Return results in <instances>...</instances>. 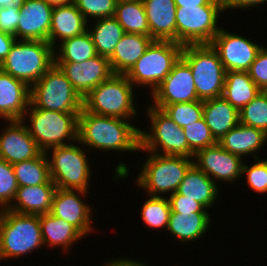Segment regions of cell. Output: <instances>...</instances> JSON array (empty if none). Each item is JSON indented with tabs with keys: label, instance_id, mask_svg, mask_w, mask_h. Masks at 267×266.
Returning <instances> with one entry per match:
<instances>
[{
	"label": "cell",
	"instance_id": "obj_5",
	"mask_svg": "<svg viewBox=\"0 0 267 266\" xmlns=\"http://www.w3.org/2000/svg\"><path fill=\"white\" fill-rule=\"evenodd\" d=\"M133 87L134 85L125 75L113 74L85 96L83 107L97 115L129 121L137 115L135 102H133L135 99Z\"/></svg>",
	"mask_w": 267,
	"mask_h": 266
},
{
	"label": "cell",
	"instance_id": "obj_34",
	"mask_svg": "<svg viewBox=\"0 0 267 266\" xmlns=\"http://www.w3.org/2000/svg\"><path fill=\"white\" fill-rule=\"evenodd\" d=\"M18 187L54 184L50 178L48 157L41 152L37 157L12 164Z\"/></svg>",
	"mask_w": 267,
	"mask_h": 266
},
{
	"label": "cell",
	"instance_id": "obj_19",
	"mask_svg": "<svg viewBox=\"0 0 267 266\" xmlns=\"http://www.w3.org/2000/svg\"><path fill=\"white\" fill-rule=\"evenodd\" d=\"M53 8L44 0H24L20 8L16 39L48 42Z\"/></svg>",
	"mask_w": 267,
	"mask_h": 266
},
{
	"label": "cell",
	"instance_id": "obj_3",
	"mask_svg": "<svg viewBox=\"0 0 267 266\" xmlns=\"http://www.w3.org/2000/svg\"><path fill=\"white\" fill-rule=\"evenodd\" d=\"M43 245L39 215L0 210V260L27 255Z\"/></svg>",
	"mask_w": 267,
	"mask_h": 266
},
{
	"label": "cell",
	"instance_id": "obj_42",
	"mask_svg": "<svg viewBox=\"0 0 267 266\" xmlns=\"http://www.w3.org/2000/svg\"><path fill=\"white\" fill-rule=\"evenodd\" d=\"M261 47L255 61L247 70L254 83L264 91L267 88V48Z\"/></svg>",
	"mask_w": 267,
	"mask_h": 266
},
{
	"label": "cell",
	"instance_id": "obj_7",
	"mask_svg": "<svg viewBox=\"0 0 267 266\" xmlns=\"http://www.w3.org/2000/svg\"><path fill=\"white\" fill-rule=\"evenodd\" d=\"M182 50L175 41L153 40L125 76L134 86L151 87L153 93L181 58Z\"/></svg>",
	"mask_w": 267,
	"mask_h": 266
},
{
	"label": "cell",
	"instance_id": "obj_8",
	"mask_svg": "<svg viewBox=\"0 0 267 266\" xmlns=\"http://www.w3.org/2000/svg\"><path fill=\"white\" fill-rule=\"evenodd\" d=\"M147 154L148 158L140 168L135 183L152 197H161V194L167 192L172 195L178 190L194 160L190 157L159 155L153 152Z\"/></svg>",
	"mask_w": 267,
	"mask_h": 266
},
{
	"label": "cell",
	"instance_id": "obj_28",
	"mask_svg": "<svg viewBox=\"0 0 267 266\" xmlns=\"http://www.w3.org/2000/svg\"><path fill=\"white\" fill-rule=\"evenodd\" d=\"M208 212H170L167 231L180 242L196 241L203 237L212 222ZM211 222V223H210Z\"/></svg>",
	"mask_w": 267,
	"mask_h": 266
},
{
	"label": "cell",
	"instance_id": "obj_1",
	"mask_svg": "<svg viewBox=\"0 0 267 266\" xmlns=\"http://www.w3.org/2000/svg\"><path fill=\"white\" fill-rule=\"evenodd\" d=\"M77 142L103 152H136L140 150V128L127 119L97 115L83 107L78 117Z\"/></svg>",
	"mask_w": 267,
	"mask_h": 266
},
{
	"label": "cell",
	"instance_id": "obj_11",
	"mask_svg": "<svg viewBox=\"0 0 267 266\" xmlns=\"http://www.w3.org/2000/svg\"><path fill=\"white\" fill-rule=\"evenodd\" d=\"M223 12L221 0H212L203 6L177 7V43L182 46L210 44L221 29L217 18Z\"/></svg>",
	"mask_w": 267,
	"mask_h": 266
},
{
	"label": "cell",
	"instance_id": "obj_18",
	"mask_svg": "<svg viewBox=\"0 0 267 266\" xmlns=\"http://www.w3.org/2000/svg\"><path fill=\"white\" fill-rule=\"evenodd\" d=\"M0 135V158L10 164L37 157L42 151L31 137L22 120H9Z\"/></svg>",
	"mask_w": 267,
	"mask_h": 266
},
{
	"label": "cell",
	"instance_id": "obj_50",
	"mask_svg": "<svg viewBox=\"0 0 267 266\" xmlns=\"http://www.w3.org/2000/svg\"><path fill=\"white\" fill-rule=\"evenodd\" d=\"M48 5H51L53 7L55 6H61V5H67L71 2H73V0H44Z\"/></svg>",
	"mask_w": 267,
	"mask_h": 266
},
{
	"label": "cell",
	"instance_id": "obj_33",
	"mask_svg": "<svg viewBox=\"0 0 267 266\" xmlns=\"http://www.w3.org/2000/svg\"><path fill=\"white\" fill-rule=\"evenodd\" d=\"M56 49H54V63H81L98 55L88 31L59 42Z\"/></svg>",
	"mask_w": 267,
	"mask_h": 266
},
{
	"label": "cell",
	"instance_id": "obj_32",
	"mask_svg": "<svg viewBox=\"0 0 267 266\" xmlns=\"http://www.w3.org/2000/svg\"><path fill=\"white\" fill-rule=\"evenodd\" d=\"M125 33L150 36V28L142 0H119L115 16Z\"/></svg>",
	"mask_w": 267,
	"mask_h": 266
},
{
	"label": "cell",
	"instance_id": "obj_29",
	"mask_svg": "<svg viewBox=\"0 0 267 266\" xmlns=\"http://www.w3.org/2000/svg\"><path fill=\"white\" fill-rule=\"evenodd\" d=\"M39 221L43 243L49 247L61 246L67 253L68 248L83 237L74 226L51 213L39 215Z\"/></svg>",
	"mask_w": 267,
	"mask_h": 266
},
{
	"label": "cell",
	"instance_id": "obj_27",
	"mask_svg": "<svg viewBox=\"0 0 267 266\" xmlns=\"http://www.w3.org/2000/svg\"><path fill=\"white\" fill-rule=\"evenodd\" d=\"M177 192L201 203L206 209L214 205L218 197V186L194 164L186 172Z\"/></svg>",
	"mask_w": 267,
	"mask_h": 266
},
{
	"label": "cell",
	"instance_id": "obj_36",
	"mask_svg": "<svg viewBox=\"0 0 267 266\" xmlns=\"http://www.w3.org/2000/svg\"><path fill=\"white\" fill-rule=\"evenodd\" d=\"M240 124L263 130L267 134V94L261 91L239 111Z\"/></svg>",
	"mask_w": 267,
	"mask_h": 266
},
{
	"label": "cell",
	"instance_id": "obj_6",
	"mask_svg": "<svg viewBox=\"0 0 267 266\" xmlns=\"http://www.w3.org/2000/svg\"><path fill=\"white\" fill-rule=\"evenodd\" d=\"M181 58L191 69L199 100L223 95L226 71L211 44L185 45Z\"/></svg>",
	"mask_w": 267,
	"mask_h": 266
},
{
	"label": "cell",
	"instance_id": "obj_24",
	"mask_svg": "<svg viewBox=\"0 0 267 266\" xmlns=\"http://www.w3.org/2000/svg\"><path fill=\"white\" fill-rule=\"evenodd\" d=\"M152 41L150 36L125 33L108 58L112 72L125 75L145 53Z\"/></svg>",
	"mask_w": 267,
	"mask_h": 266
},
{
	"label": "cell",
	"instance_id": "obj_46",
	"mask_svg": "<svg viewBox=\"0 0 267 266\" xmlns=\"http://www.w3.org/2000/svg\"><path fill=\"white\" fill-rule=\"evenodd\" d=\"M16 40V37L0 31V64L7 57L12 45Z\"/></svg>",
	"mask_w": 267,
	"mask_h": 266
},
{
	"label": "cell",
	"instance_id": "obj_39",
	"mask_svg": "<svg viewBox=\"0 0 267 266\" xmlns=\"http://www.w3.org/2000/svg\"><path fill=\"white\" fill-rule=\"evenodd\" d=\"M18 190L12 164L0 158V210L8 209Z\"/></svg>",
	"mask_w": 267,
	"mask_h": 266
},
{
	"label": "cell",
	"instance_id": "obj_16",
	"mask_svg": "<svg viewBox=\"0 0 267 266\" xmlns=\"http://www.w3.org/2000/svg\"><path fill=\"white\" fill-rule=\"evenodd\" d=\"M55 64L59 66L83 99L92 89L103 81L108 80L114 74L109 59L100 55H96L81 63Z\"/></svg>",
	"mask_w": 267,
	"mask_h": 266
},
{
	"label": "cell",
	"instance_id": "obj_47",
	"mask_svg": "<svg viewBox=\"0 0 267 266\" xmlns=\"http://www.w3.org/2000/svg\"><path fill=\"white\" fill-rule=\"evenodd\" d=\"M106 264L103 266H147L146 264L142 263L141 261H134L132 259H124V258H119V259H113L110 260L109 262H105Z\"/></svg>",
	"mask_w": 267,
	"mask_h": 266
},
{
	"label": "cell",
	"instance_id": "obj_14",
	"mask_svg": "<svg viewBox=\"0 0 267 266\" xmlns=\"http://www.w3.org/2000/svg\"><path fill=\"white\" fill-rule=\"evenodd\" d=\"M210 44L218 52L225 71H247L262 47L223 27Z\"/></svg>",
	"mask_w": 267,
	"mask_h": 266
},
{
	"label": "cell",
	"instance_id": "obj_20",
	"mask_svg": "<svg viewBox=\"0 0 267 266\" xmlns=\"http://www.w3.org/2000/svg\"><path fill=\"white\" fill-rule=\"evenodd\" d=\"M30 104V87L0 69V118L22 120Z\"/></svg>",
	"mask_w": 267,
	"mask_h": 266
},
{
	"label": "cell",
	"instance_id": "obj_13",
	"mask_svg": "<svg viewBox=\"0 0 267 266\" xmlns=\"http://www.w3.org/2000/svg\"><path fill=\"white\" fill-rule=\"evenodd\" d=\"M153 105L163 109L166 105L199 101L189 65L180 58L169 75L151 93Z\"/></svg>",
	"mask_w": 267,
	"mask_h": 266
},
{
	"label": "cell",
	"instance_id": "obj_4",
	"mask_svg": "<svg viewBox=\"0 0 267 266\" xmlns=\"http://www.w3.org/2000/svg\"><path fill=\"white\" fill-rule=\"evenodd\" d=\"M54 64V48L46 41L16 40L0 69L29 87Z\"/></svg>",
	"mask_w": 267,
	"mask_h": 266
},
{
	"label": "cell",
	"instance_id": "obj_22",
	"mask_svg": "<svg viewBox=\"0 0 267 266\" xmlns=\"http://www.w3.org/2000/svg\"><path fill=\"white\" fill-rule=\"evenodd\" d=\"M88 23L74 2L55 6L52 11L48 43L55 49L56 41L61 42L87 31Z\"/></svg>",
	"mask_w": 267,
	"mask_h": 266
},
{
	"label": "cell",
	"instance_id": "obj_45",
	"mask_svg": "<svg viewBox=\"0 0 267 266\" xmlns=\"http://www.w3.org/2000/svg\"><path fill=\"white\" fill-rule=\"evenodd\" d=\"M267 0H221V3L223 5V10L229 11L230 9H238L241 8V10L243 9H248L250 7H254L257 5H263V3H266Z\"/></svg>",
	"mask_w": 267,
	"mask_h": 266
},
{
	"label": "cell",
	"instance_id": "obj_2",
	"mask_svg": "<svg viewBox=\"0 0 267 266\" xmlns=\"http://www.w3.org/2000/svg\"><path fill=\"white\" fill-rule=\"evenodd\" d=\"M79 114L38 109L30 103L22 121L29 115L31 125H26L29 134L39 149L46 152L50 148L70 144L68 141L77 143Z\"/></svg>",
	"mask_w": 267,
	"mask_h": 266
},
{
	"label": "cell",
	"instance_id": "obj_35",
	"mask_svg": "<svg viewBox=\"0 0 267 266\" xmlns=\"http://www.w3.org/2000/svg\"><path fill=\"white\" fill-rule=\"evenodd\" d=\"M170 212L171 207L167 197L149 196L141 208V218L148 227L158 229L165 227L166 230Z\"/></svg>",
	"mask_w": 267,
	"mask_h": 266
},
{
	"label": "cell",
	"instance_id": "obj_12",
	"mask_svg": "<svg viewBox=\"0 0 267 266\" xmlns=\"http://www.w3.org/2000/svg\"><path fill=\"white\" fill-rule=\"evenodd\" d=\"M79 144H67L48 149L52 150L49 160L50 178L56 188L82 190L88 192L91 177L90 164L86 152Z\"/></svg>",
	"mask_w": 267,
	"mask_h": 266
},
{
	"label": "cell",
	"instance_id": "obj_23",
	"mask_svg": "<svg viewBox=\"0 0 267 266\" xmlns=\"http://www.w3.org/2000/svg\"><path fill=\"white\" fill-rule=\"evenodd\" d=\"M55 189V184L20 186L8 210L31 215L50 213Z\"/></svg>",
	"mask_w": 267,
	"mask_h": 266
},
{
	"label": "cell",
	"instance_id": "obj_26",
	"mask_svg": "<svg viewBox=\"0 0 267 266\" xmlns=\"http://www.w3.org/2000/svg\"><path fill=\"white\" fill-rule=\"evenodd\" d=\"M203 117L217 142L240 123L239 111L222 96L203 101Z\"/></svg>",
	"mask_w": 267,
	"mask_h": 266
},
{
	"label": "cell",
	"instance_id": "obj_31",
	"mask_svg": "<svg viewBox=\"0 0 267 266\" xmlns=\"http://www.w3.org/2000/svg\"><path fill=\"white\" fill-rule=\"evenodd\" d=\"M94 21V27L87 31L91 35L97 54L109 58L125 32L115 17Z\"/></svg>",
	"mask_w": 267,
	"mask_h": 266
},
{
	"label": "cell",
	"instance_id": "obj_9",
	"mask_svg": "<svg viewBox=\"0 0 267 266\" xmlns=\"http://www.w3.org/2000/svg\"><path fill=\"white\" fill-rule=\"evenodd\" d=\"M30 103L64 113H80L83 108V98L55 63L30 87Z\"/></svg>",
	"mask_w": 267,
	"mask_h": 266
},
{
	"label": "cell",
	"instance_id": "obj_40",
	"mask_svg": "<svg viewBox=\"0 0 267 266\" xmlns=\"http://www.w3.org/2000/svg\"><path fill=\"white\" fill-rule=\"evenodd\" d=\"M73 2L88 22L90 17L94 20L114 17L118 0H73Z\"/></svg>",
	"mask_w": 267,
	"mask_h": 266
},
{
	"label": "cell",
	"instance_id": "obj_15",
	"mask_svg": "<svg viewBox=\"0 0 267 266\" xmlns=\"http://www.w3.org/2000/svg\"><path fill=\"white\" fill-rule=\"evenodd\" d=\"M193 164L203 171L213 181H227L231 183L243 177L241 157L224 150L218 143L197 151Z\"/></svg>",
	"mask_w": 267,
	"mask_h": 266
},
{
	"label": "cell",
	"instance_id": "obj_30",
	"mask_svg": "<svg viewBox=\"0 0 267 266\" xmlns=\"http://www.w3.org/2000/svg\"><path fill=\"white\" fill-rule=\"evenodd\" d=\"M260 92L261 89L250 78L247 71H226L222 97L238 111Z\"/></svg>",
	"mask_w": 267,
	"mask_h": 266
},
{
	"label": "cell",
	"instance_id": "obj_48",
	"mask_svg": "<svg viewBox=\"0 0 267 266\" xmlns=\"http://www.w3.org/2000/svg\"><path fill=\"white\" fill-rule=\"evenodd\" d=\"M177 7L208 5L212 0H174Z\"/></svg>",
	"mask_w": 267,
	"mask_h": 266
},
{
	"label": "cell",
	"instance_id": "obj_37",
	"mask_svg": "<svg viewBox=\"0 0 267 266\" xmlns=\"http://www.w3.org/2000/svg\"><path fill=\"white\" fill-rule=\"evenodd\" d=\"M179 127L183 128L203 117V101L166 105L162 109Z\"/></svg>",
	"mask_w": 267,
	"mask_h": 266
},
{
	"label": "cell",
	"instance_id": "obj_17",
	"mask_svg": "<svg viewBox=\"0 0 267 266\" xmlns=\"http://www.w3.org/2000/svg\"><path fill=\"white\" fill-rule=\"evenodd\" d=\"M86 193V191L82 190L56 188L50 212L53 216L63 219L74 226L83 236L94 229L91 225L92 208L80 198L81 196L83 197V194L87 196Z\"/></svg>",
	"mask_w": 267,
	"mask_h": 266
},
{
	"label": "cell",
	"instance_id": "obj_21",
	"mask_svg": "<svg viewBox=\"0 0 267 266\" xmlns=\"http://www.w3.org/2000/svg\"><path fill=\"white\" fill-rule=\"evenodd\" d=\"M150 37L153 40L177 42L176 8L174 0H142Z\"/></svg>",
	"mask_w": 267,
	"mask_h": 266
},
{
	"label": "cell",
	"instance_id": "obj_10",
	"mask_svg": "<svg viewBox=\"0 0 267 266\" xmlns=\"http://www.w3.org/2000/svg\"><path fill=\"white\" fill-rule=\"evenodd\" d=\"M147 115L151 130L140 129V151L159 155L194 157L189 149L183 128L179 127L162 109L149 105ZM159 148L163 152L159 153Z\"/></svg>",
	"mask_w": 267,
	"mask_h": 266
},
{
	"label": "cell",
	"instance_id": "obj_43",
	"mask_svg": "<svg viewBox=\"0 0 267 266\" xmlns=\"http://www.w3.org/2000/svg\"><path fill=\"white\" fill-rule=\"evenodd\" d=\"M171 211L177 213H187V212H208L206 208L199 202L194 201L190 198H184L183 195L179 194L177 191L168 197Z\"/></svg>",
	"mask_w": 267,
	"mask_h": 266
},
{
	"label": "cell",
	"instance_id": "obj_44",
	"mask_svg": "<svg viewBox=\"0 0 267 266\" xmlns=\"http://www.w3.org/2000/svg\"><path fill=\"white\" fill-rule=\"evenodd\" d=\"M20 9L17 7L0 8V31L16 37Z\"/></svg>",
	"mask_w": 267,
	"mask_h": 266
},
{
	"label": "cell",
	"instance_id": "obj_38",
	"mask_svg": "<svg viewBox=\"0 0 267 266\" xmlns=\"http://www.w3.org/2000/svg\"><path fill=\"white\" fill-rule=\"evenodd\" d=\"M189 149L195 154L197 151L217 143L204 117L183 127Z\"/></svg>",
	"mask_w": 267,
	"mask_h": 266
},
{
	"label": "cell",
	"instance_id": "obj_49",
	"mask_svg": "<svg viewBox=\"0 0 267 266\" xmlns=\"http://www.w3.org/2000/svg\"><path fill=\"white\" fill-rule=\"evenodd\" d=\"M24 4V0H0V8L17 7L21 8Z\"/></svg>",
	"mask_w": 267,
	"mask_h": 266
},
{
	"label": "cell",
	"instance_id": "obj_41",
	"mask_svg": "<svg viewBox=\"0 0 267 266\" xmlns=\"http://www.w3.org/2000/svg\"><path fill=\"white\" fill-rule=\"evenodd\" d=\"M255 163L249 166L243 163L242 174L247 177V184L257 193L267 192V159H254ZM257 160V161H256Z\"/></svg>",
	"mask_w": 267,
	"mask_h": 266
},
{
	"label": "cell",
	"instance_id": "obj_25",
	"mask_svg": "<svg viewBox=\"0 0 267 266\" xmlns=\"http://www.w3.org/2000/svg\"><path fill=\"white\" fill-rule=\"evenodd\" d=\"M266 142L267 134L263 130L239 123L226 133L217 143L224 150L241 158L242 156L251 155L252 153L255 159H259L260 157H257L256 153ZM253 153H255V155Z\"/></svg>",
	"mask_w": 267,
	"mask_h": 266
}]
</instances>
